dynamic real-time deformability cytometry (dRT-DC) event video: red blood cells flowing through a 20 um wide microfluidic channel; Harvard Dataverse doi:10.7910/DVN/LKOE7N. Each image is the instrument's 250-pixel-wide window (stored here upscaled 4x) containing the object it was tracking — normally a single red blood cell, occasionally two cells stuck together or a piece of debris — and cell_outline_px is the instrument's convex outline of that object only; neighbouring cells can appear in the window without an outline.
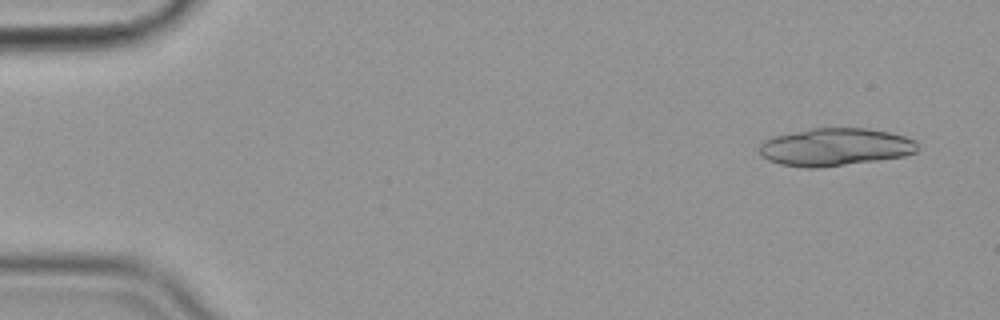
{"species": "common noctule bat (a hibernating species)", "species_latin": "Nyctalus noctula", "temperature_condition": "cold", "stored_images_in_passage": 29, "camera_frame_rate_fps": 3000, "um_per_image_px": 0.085, "animal": {"sex": "female", "body_mass_g": 19.9}, "frame": {"image": 1, "passage_image": 3, "time_ms": 0.667, "image_size_px": [1000, 320], "cell_outline_px": [[916, 152], [904, 156], [820, 168], [804, 168], [780, 164], [768, 160], [760, 152], [760, 144], [764, 140], [772, 136], [812, 128], [868, 128], [888, 132], [904, 136], [916, 140]], "centroid_in_image_um": [70.97, 12.49], "position_along_channel_um": 14.0, "area_um2": 34.68}}
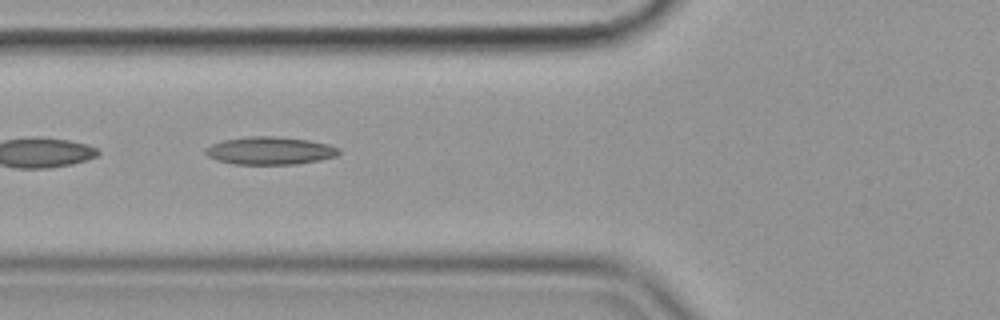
{"frame": {"image": 2, "passage_image": 21, "time_ms": 6.667, "image_size_px": [1000, 320], "cell_outline_px": [[340, 152], [336, 156], [320, 160], [296, 164], [232, 164], [216, 160], [208, 156], [204, 152], [204, 148], [212, 144], [224, 140], [248, 136], [276, 136], [308, 140], [328, 144], [340, 148]], "centroid_in_image_um": [22.93, 12.81], "position_along_channel_um": 102.9, "area_um2": 21.68}}